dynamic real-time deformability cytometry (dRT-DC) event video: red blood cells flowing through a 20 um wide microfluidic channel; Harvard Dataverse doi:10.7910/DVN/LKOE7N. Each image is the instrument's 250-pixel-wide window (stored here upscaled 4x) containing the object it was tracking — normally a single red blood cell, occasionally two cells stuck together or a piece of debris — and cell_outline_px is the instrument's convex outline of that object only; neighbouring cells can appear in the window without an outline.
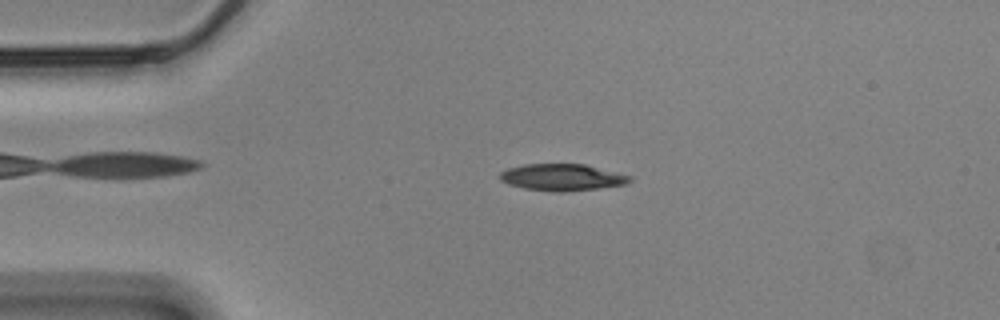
{"species": "Egyptian fruit bat (a non-hibernating species)", "species_latin": "Rousettus aegyptiacus", "temperature_condition": "cold", "stored_images_in_passage": 11, "camera_frame_rate_fps": 3000, "um_per_image_px": 0.085, "animal": {"sex": "male"}, "frame": {"image": 1, "passage_image": 4, "time_ms": 1.0, "image_size_px": [1000, 320], "cell_outline_px": [[632, 180], [628, 184], [564, 192], [556, 192], [524, 188], [508, 184], [500, 180], [500, 172], [508, 168], [524, 164], [584, 164], [632, 176]], "centroid_in_image_um": [47.78, 15.07], "position_along_channel_um": 37.2, "area_um2": 20.17}}